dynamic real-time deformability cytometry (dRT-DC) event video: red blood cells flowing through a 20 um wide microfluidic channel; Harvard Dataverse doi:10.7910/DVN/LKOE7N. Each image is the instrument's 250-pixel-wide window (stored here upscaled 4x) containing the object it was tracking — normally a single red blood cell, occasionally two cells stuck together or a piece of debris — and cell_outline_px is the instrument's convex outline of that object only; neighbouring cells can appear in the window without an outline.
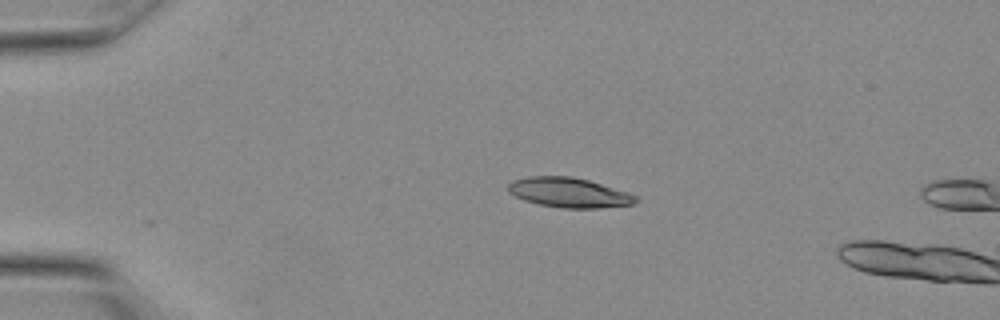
{"species": "Egyptian fruit bat (a non-hibernating species)", "species_latin": "Rousettus aegyptiacus", "temperature_condition": "warm", "stored_images_in_passage": 3, "camera_frame_rate_fps": 3000, "um_per_image_px": 0.085, "animal": {"sex": "female"}, "frame": {"image": 1, "passage_image": 1, "time_ms": 0.0, "image_size_px": [1000, 320], "cell_outline_px": [[640, 200], [632, 204], [600, 208], [560, 208], [540, 204], [524, 200], [508, 192], [508, 184], [512, 180], [528, 176], [568, 176], [588, 180], [628, 192], [636, 196]], "centroid_in_image_um": [48.35, 16.37], "position_along_channel_um": 36.6, "area_um2": 22.08}}